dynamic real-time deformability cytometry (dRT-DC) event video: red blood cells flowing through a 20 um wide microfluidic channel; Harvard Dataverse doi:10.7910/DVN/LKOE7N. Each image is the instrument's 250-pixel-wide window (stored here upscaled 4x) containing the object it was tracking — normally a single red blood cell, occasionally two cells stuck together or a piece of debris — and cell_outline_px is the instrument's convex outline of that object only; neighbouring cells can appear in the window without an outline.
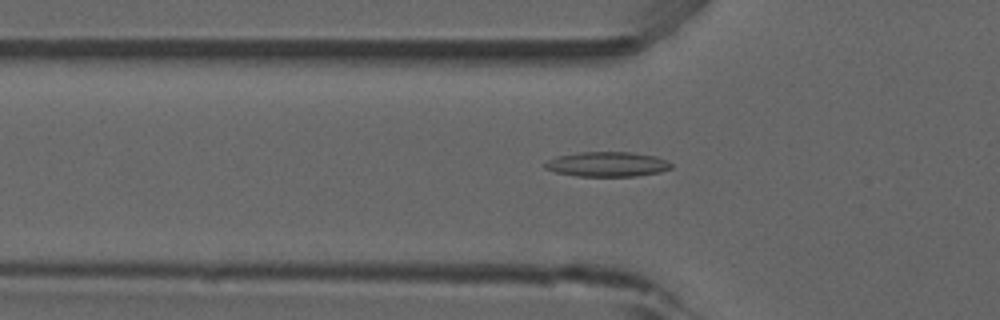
{"species": "common noctule bat (a hibernating species)", "species_latin": "Nyctalus noctula", "temperature_condition": "room temperature", "stored_images_in_passage": 46, "camera_frame_rate_fps": 3000, "um_per_image_px": 0.085, "animal": {"sex": "male", "forearm_length_mm": 52.5}, "frame": {"image": 1, "passage_image": 11, "time_ms": 3.333, "image_size_px": [1000, 320], "cell_outline_px": [[672, 168], [660, 172], [636, 176], [576, 176], [556, 172], [544, 168], [544, 164], [548, 160], [556, 156], [580, 152], [632, 152], [656, 156], [672, 164]], "centroid_in_image_um": [51.6, 13.96], "position_along_channel_um": 74.2, "area_um2": 18.26}}
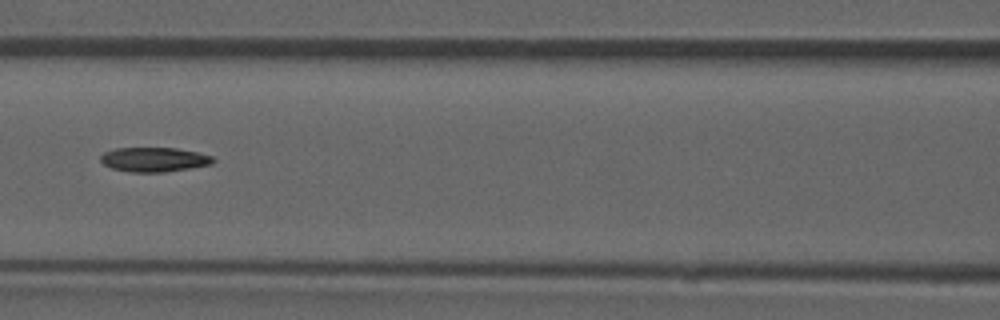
{"frame": {"image": 2, "passage_image": 17, "time_ms": 5.333, "image_size_px": [1000, 320], "cell_outline_px": [[216, 160], [212, 164], [164, 172], [132, 172], [112, 168], [104, 164], [100, 160], [100, 156], [104, 152], [116, 148], [176, 148], [196, 152], [212, 156]], "centroid_in_image_um": [13.09, 13.55], "position_along_channel_um": 153.5, "area_um2": 15.9}}
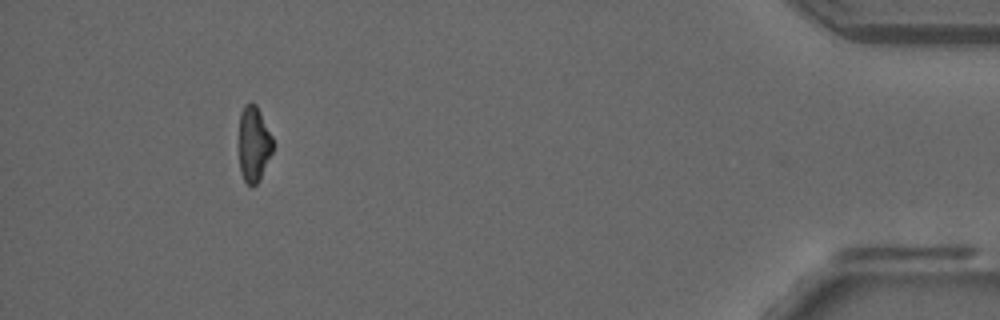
{"frame": {"image": 3, "passage_image": 42, "time_ms": 13.667, "image_size_px": [1000, 320], "cell_outline_px": [[272, 152], [256, 184], [252, 188], [244, 180], [240, 172], [240, 112], [244, 104], [256, 104], [272, 136]], "centroid_in_image_um": [21.56, 12.23], "position_along_channel_um": 413.6, "area_um2": 14.51}}